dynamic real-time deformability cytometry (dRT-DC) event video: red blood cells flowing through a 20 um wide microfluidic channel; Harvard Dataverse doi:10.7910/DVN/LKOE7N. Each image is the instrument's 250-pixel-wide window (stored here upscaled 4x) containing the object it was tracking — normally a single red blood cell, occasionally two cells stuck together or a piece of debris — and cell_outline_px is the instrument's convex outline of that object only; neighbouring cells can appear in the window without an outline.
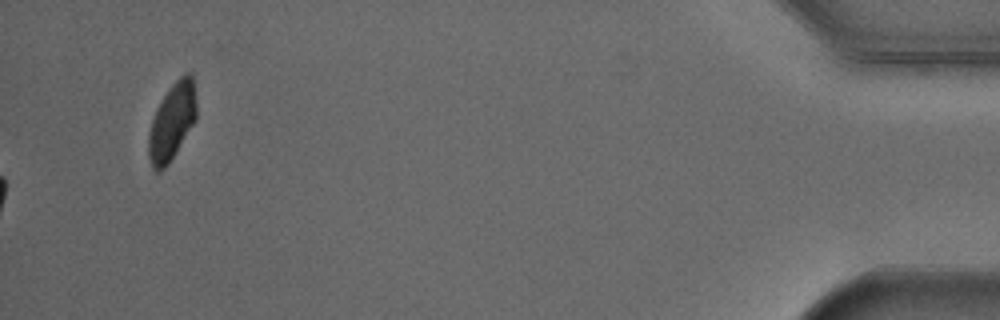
{"species": "Egyptian fruit bat (a non-hibernating species)", "species_latin": "Rousettus aegyptiacus", "temperature_condition": "cold", "stored_images_in_passage": 55, "camera_frame_rate_fps": 3000, "um_per_image_px": 0.085, "animal": {"sex": "male"}, "frame": {"image": 1, "passage_image": 55, "time_ms": 18.0, "image_size_px": [1000, 320], "cell_outline_px": [[196, 120], [168, 164], [160, 172], [156, 172], [152, 168], [148, 156], [148, 132], [156, 108], [168, 88], [184, 72], [188, 72], [192, 76], [196, 100]], "centroid_in_image_um": [14.6, 10.34], "position_along_channel_um": 420.6, "area_um2": 21.56}, "authors_computed_cell_mechanics": {"area_um2": 21.5016, "velocity_mm_per_s": 3.8632, "shape_relaxation_time_tau1_ms": 2.6426, "shape_relaxation_time_tau2_ms": null, "deformation_change_tau1": 0.0776, "deformation_change_tau2": null}}